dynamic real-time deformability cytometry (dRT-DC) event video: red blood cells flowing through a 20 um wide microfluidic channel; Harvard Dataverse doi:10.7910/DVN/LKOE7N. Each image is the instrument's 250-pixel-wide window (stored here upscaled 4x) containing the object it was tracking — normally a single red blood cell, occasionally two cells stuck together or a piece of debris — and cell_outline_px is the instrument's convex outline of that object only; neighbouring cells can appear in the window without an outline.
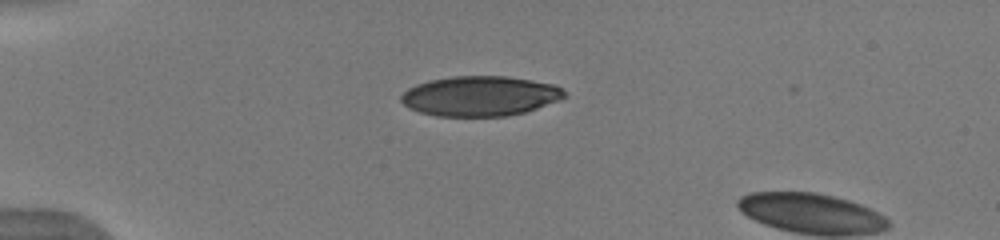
{"species": "human", "species_latin": "Homo sapiens", "temperature_condition": "warm", "stored_images_in_passage": 2, "camera_frame_rate_fps": 3000, "um_per_image_px": 0.085, "donor": {"sex": "male"}, "frame": {"image": 1, "passage_image": 1, "time_ms": 0.0, "image_size_px": [1000, 240], "cell_outline_px": [[568, 96], [560, 100], [524, 112], [508, 116], [436, 116], [420, 112], [408, 108], [400, 100], [400, 96], [408, 88], [416, 84], [428, 80], [452, 76], [508, 76], [556, 84]], "centroid_in_image_um": [40.8, 8.16], "position_along_channel_um": 44.2, "area_um2": 38.26}}